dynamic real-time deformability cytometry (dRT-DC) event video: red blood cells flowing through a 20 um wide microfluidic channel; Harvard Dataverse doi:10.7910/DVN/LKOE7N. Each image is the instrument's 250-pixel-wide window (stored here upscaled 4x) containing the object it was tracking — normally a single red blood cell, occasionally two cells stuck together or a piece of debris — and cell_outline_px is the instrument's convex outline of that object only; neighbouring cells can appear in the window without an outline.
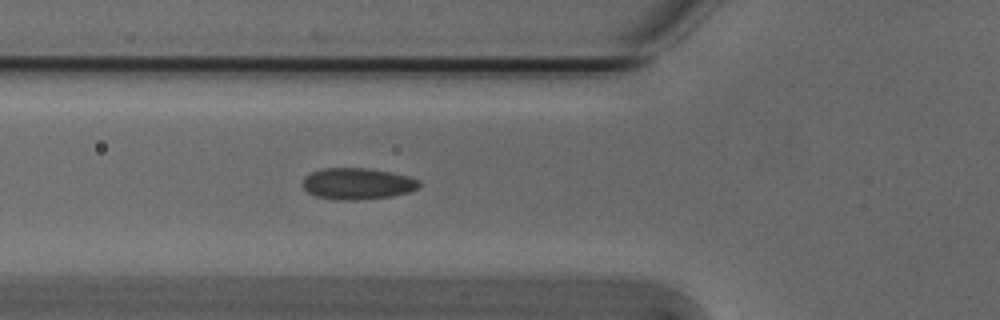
{"species": "Egyptian fruit bat (a non-hibernating species)", "species_latin": "Rousettus aegyptiacus", "temperature_condition": "cold", "stored_images_in_passage": 35, "camera_frame_rate_fps": 3000, "um_per_image_px": 0.085, "animal": {"sex": "male"}, "frame": {"image": 1, "passage_image": 4, "time_ms": 1.0, "image_size_px": [1000, 320], "cell_outline_px": [[424, 184], [420, 188], [408, 192], [392, 196], [356, 200], [336, 200], [316, 196], [308, 192], [304, 188], [304, 176], [320, 168], [368, 168], [392, 172], [408, 176], [420, 180]], "centroid_in_image_um": [30.43, 15.61], "position_along_channel_um": 95.4, "area_um2": 21.56}}
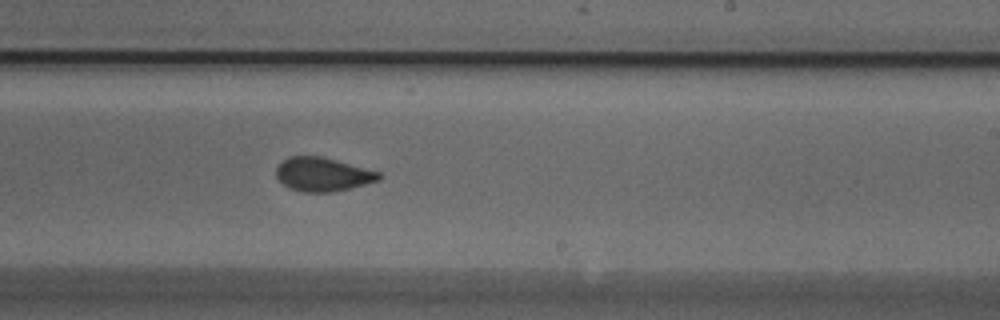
{"frame": {"image": 2, "passage_image": 17, "time_ms": 5.333, "image_size_px": [1000, 320], "cell_outline_px": [[384, 176], [380, 180], [332, 192], [304, 192], [288, 188], [276, 176], [276, 168], [288, 156], [324, 156], [380, 172]], "centroid_in_image_um": [27.45, 14.81], "position_along_channel_um": 261.6, "area_um2": 20.23}}
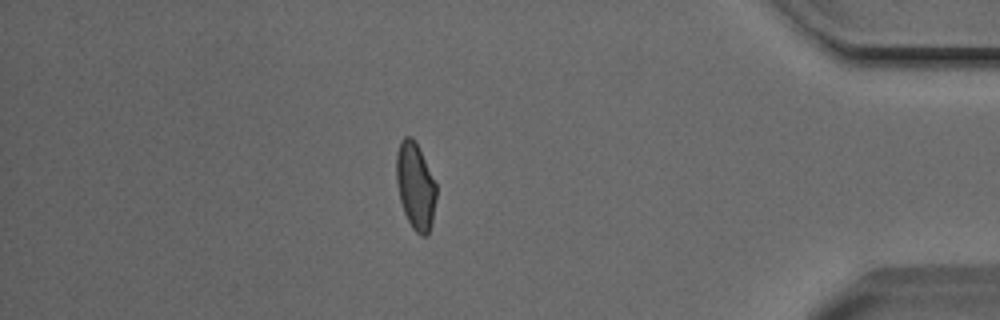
{"frame": {"image": 3, "passage_image": 31, "time_ms": 10.0, "image_size_px": [1000, 320], "cell_outline_px": [[436, 196], [432, 224], [428, 236], [420, 236], [412, 228], [404, 212], [400, 200], [396, 180], [396, 152], [400, 140], [404, 136], [412, 136], [416, 140], [436, 184]], "centroid_in_image_um": [35.3, 15.79], "position_along_channel_um": 399.9, "area_um2": 20.46}, "authors_computed_cell_mechanics": {"area_um2": 20.5768, "velocity_mm_per_s": 3.8398, "shape_relaxation_time_tau1_ms": 10.0748, "shape_relaxation_time_tau2_ms": 1.1935, "deformation_change_tau1": 0.1931, "deformation_change_tau2": 0.0421}}